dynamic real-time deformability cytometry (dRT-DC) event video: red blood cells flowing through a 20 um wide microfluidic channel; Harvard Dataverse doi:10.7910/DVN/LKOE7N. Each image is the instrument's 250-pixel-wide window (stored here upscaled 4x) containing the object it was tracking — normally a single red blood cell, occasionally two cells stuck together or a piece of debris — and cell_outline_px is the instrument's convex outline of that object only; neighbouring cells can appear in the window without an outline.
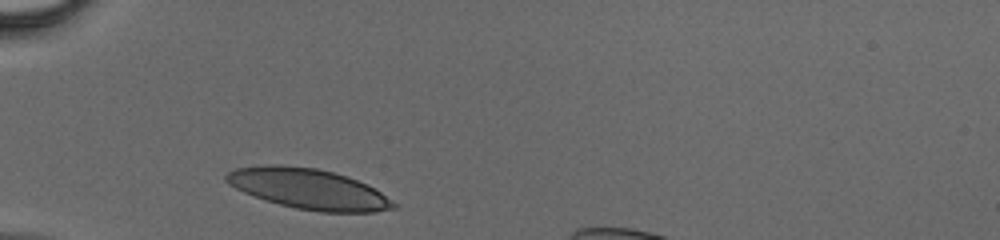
{"species": "human", "species_latin": "Homo sapiens", "temperature_condition": "cold", "stored_images_in_passage": 25, "camera_frame_rate_fps": 3000, "um_per_image_px": 0.085, "donor": {"sex": "male"}, "frame": {"image": 1, "passage_image": 1, "time_ms": 0.0, "image_size_px": [1000, 240], "cell_outline_px": [[396, 208], [372, 212], [324, 212], [296, 208], [280, 204], [244, 192], [236, 188], [224, 180], [224, 176], [228, 172], [236, 168], [264, 164], [280, 164], [316, 168], [332, 172], [368, 184], [380, 192], [396, 204]], "centroid_in_image_um": [26.2, 16.04], "position_along_channel_um": 58.8, "area_um2": 38.96}}
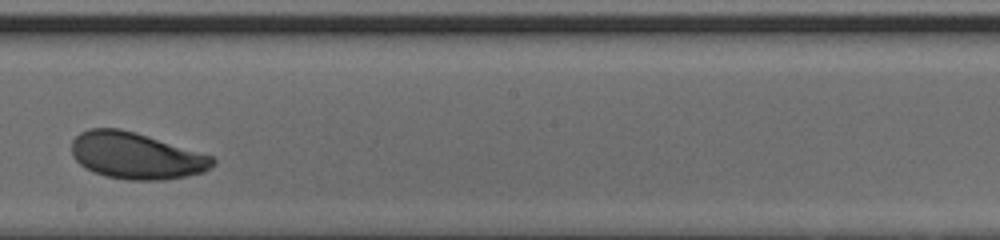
{"frame": {"image": 2, "passage_image": 14, "time_ms": 4.333, "image_size_px": [1000, 240], "cell_outline_px": [[216, 160], [208, 168], [200, 172], [184, 176], [160, 180], [128, 180], [108, 176], [96, 172], [80, 164], [76, 160], [72, 152], [72, 140], [80, 132], [88, 128], [120, 128], [136, 132], [212, 156]], "centroid_in_image_um": [11.53, 13.21], "position_along_channel_um": 236.7, "area_um2": 37.69}}
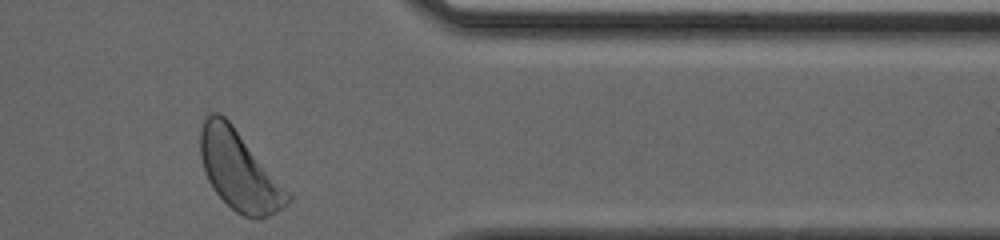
{"frame": {"image": 3, "passage_image": 25, "time_ms": 8.0, "image_size_px": [1000, 240], "cell_outline_px": [[292, 196], [288, 204], [276, 212], [260, 220], [244, 216], [236, 212], [216, 192], [208, 180], [200, 156], [200, 128], [204, 120], [212, 112], [220, 112], [232, 124]], "centroid_in_image_um": [20.32, 14.51], "position_along_channel_um": 391.1, "area_um2": 39.65}}